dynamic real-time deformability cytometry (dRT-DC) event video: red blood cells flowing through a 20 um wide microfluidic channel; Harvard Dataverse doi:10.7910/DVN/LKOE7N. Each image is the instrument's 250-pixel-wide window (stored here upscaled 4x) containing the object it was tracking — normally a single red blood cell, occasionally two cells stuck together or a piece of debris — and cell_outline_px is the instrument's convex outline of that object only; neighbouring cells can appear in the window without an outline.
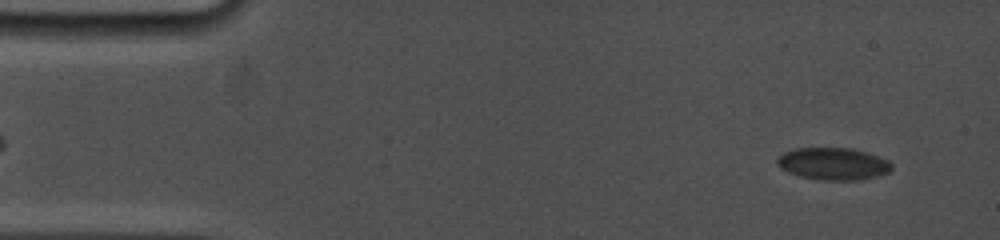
{"species": "common noctule bat (a hibernating species)", "species_latin": "Nyctalus noctula", "temperature_condition": "cold", "stored_images_in_passage": 10, "camera_frame_rate_fps": 5000, "um_per_image_px": 0.085, "animal": {"sex": "female", "body_mass_g": 19.0, "forearm_length_mm": 53.3}, "frame": {"image": 1, "passage_image": 2, "time_ms": 0.4, "image_size_px": [1000, 240], "cell_outline_px": [[892, 168], [888, 172], [880, 176], [860, 180], [820, 180], [800, 176], [788, 172], [780, 168], [776, 164], [776, 160], [784, 152], [796, 148], [852, 148], [868, 152], [888, 160], [892, 164]], "centroid_in_image_um": [70.84, 13.92], "position_along_channel_um": 14.2, "area_um2": 21.68}}
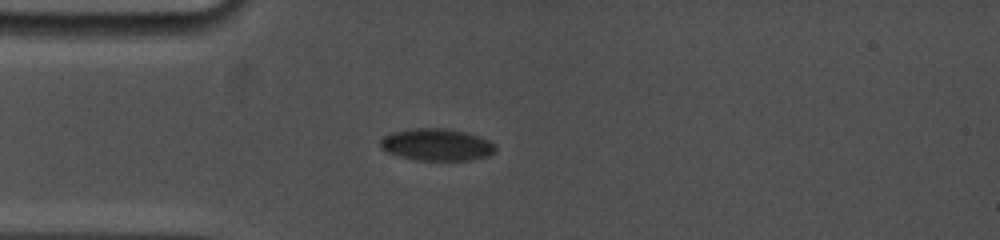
{"frame": {"image": 2, "passage_image": 9, "time_ms": 4.0, "image_size_px": [1000, 240], "cell_outline_px": [[496, 152], [488, 156], [472, 160], [416, 160], [400, 156], [388, 152], [380, 148], [380, 140], [384, 136], [392, 132], [412, 128], [448, 128], [468, 132], [480, 136], [496, 144]], "centroid_in_image_um": [37.16, 12.29], "position_along_channel_um": 47.8, "area_um2": 21.79}}